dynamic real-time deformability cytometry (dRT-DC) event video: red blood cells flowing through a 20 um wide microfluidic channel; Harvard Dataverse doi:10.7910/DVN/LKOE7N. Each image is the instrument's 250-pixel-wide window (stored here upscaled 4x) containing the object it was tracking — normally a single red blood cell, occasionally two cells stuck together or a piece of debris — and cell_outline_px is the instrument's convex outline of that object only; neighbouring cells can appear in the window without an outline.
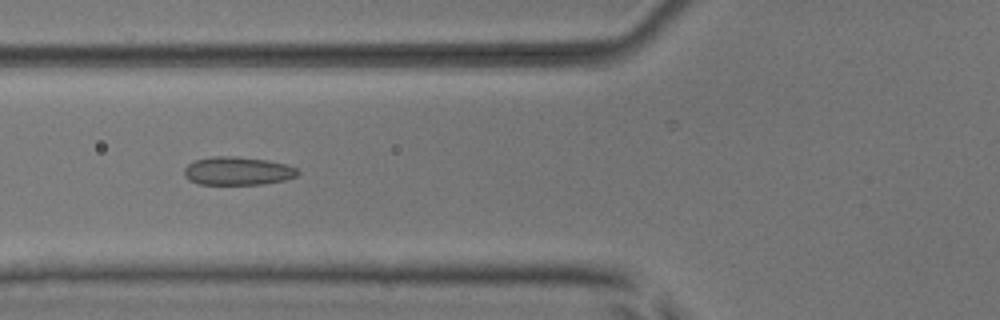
{"species": "common noctule bat (a hibernating species)", "species_latin": "Nyctalus noctula", "temperature_condition": "room temperature", "stored_images_in_passage": 10, "camera_frame_rate_fps": 3000, "um_per_image_px": 0.085, "animal": {"sex": "male", "body_mass_g": 17.9, "forearm_length_mm": 54.2}, "frame": {"image": 1, "passage_image": 6, "time_ms": 1.667, "image_size_px": [1000, 320], "cell_outline_px": [[300, 172], [296, 176], [284, 180], [264, 184], [200, 184], [188, 180], [184, 176], [184, 168], [188, 164], [196, 160], [212, 156], [236, 156], [268, 160], [284, 164], [296, 168]], "centroid_in_image_um": [20.18, 14.53], "position_along_channel_um": 105.6, "area_um2": 18.73}}
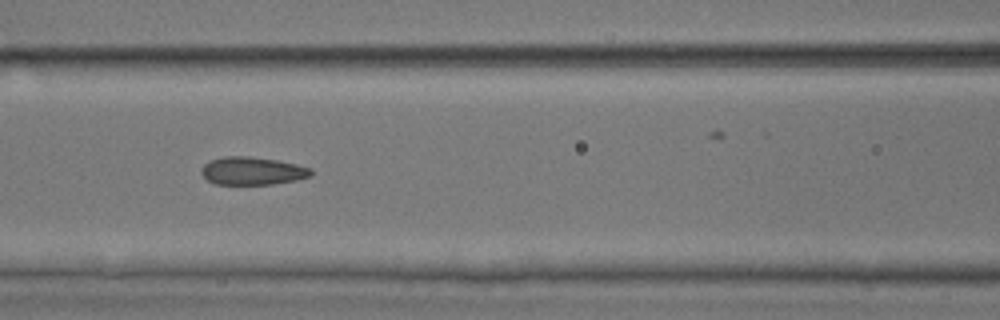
{"frame": {"image": 2, "passage_image": 7, "time_ms": 2.0, "image_size_px": [1000, 320], "cell_outline_px": [[312, 176], [296, 180], [272, 184], [216, 184], [208, 180], [200, 172], [200, 168], [204, 164], [212, 160], [224, 156], [248, 156], [276, 160], [296, 164], [312, 168]], "centroid_in_image_um": [21.46, 14.52], "position_along_channel_um": 145.1, "area_um2": 17.8}}
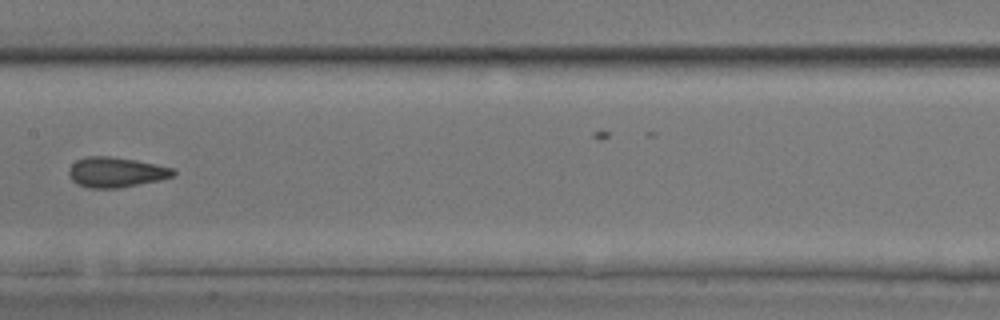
{"frame": {"image": 3, "passage_image": 8, "time_ms": 2.333, "image_size_px": [1000, 320], "cell_outline_px": [[176, 172], [172, 176], [160, 180], [120, 188], [88, 188], [72, 180], [68, 172], [68, 168], [76, 160], [88, 156], [108, 156], [136, 160], [156, 164], [172, 168]], "centroid_in_image_um": [9.85, 14.64], "position_along_channel_um": 197.6, "area_um2": 18.26}}